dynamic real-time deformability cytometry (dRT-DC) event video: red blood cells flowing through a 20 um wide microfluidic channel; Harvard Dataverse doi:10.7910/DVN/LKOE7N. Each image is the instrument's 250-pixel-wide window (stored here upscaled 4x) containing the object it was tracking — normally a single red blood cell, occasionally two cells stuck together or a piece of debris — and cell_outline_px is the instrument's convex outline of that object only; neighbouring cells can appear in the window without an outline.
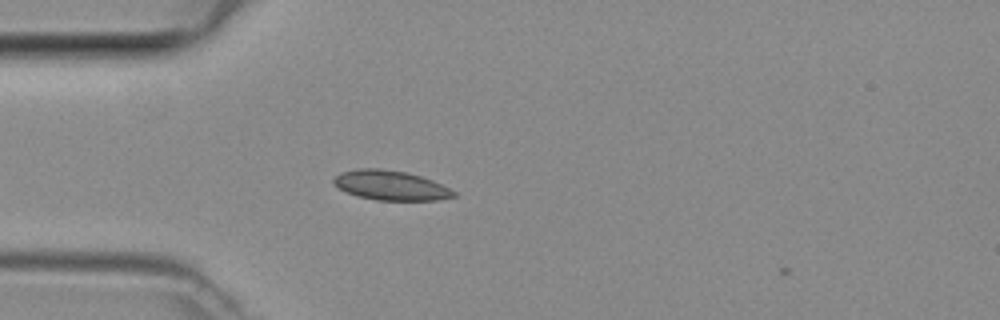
{"species": "common noctule bat (a hibernating species)", "species_latin": "Nyctalus noctula", "temperature_condition": "room temperature", "stored_images_in_passage": 2, "camera_frame_rate_fps": 3000, "um_per_image_px": 0.085, "animal": {"sex": "female", "body_mass_g": 29.2, "forearm_length_mm": 56.3}, "frame": {"image": 1, "passage_image": 1, "time_ms": 0.0, "image_size_px": [1000, 320], "cell_outline_px": [[456, 196], [436, 200], [376, 200], [356, 196], [332, 184], [332, 180], [340, 172], [356, 168], [380, 168], [404, 172], [420, 176], [432, 180], [456, 192]], "centroid_in_image_um": [33.16, 15.75], "position_along_channel_um": 51.8, "area_um2": 20.63}}